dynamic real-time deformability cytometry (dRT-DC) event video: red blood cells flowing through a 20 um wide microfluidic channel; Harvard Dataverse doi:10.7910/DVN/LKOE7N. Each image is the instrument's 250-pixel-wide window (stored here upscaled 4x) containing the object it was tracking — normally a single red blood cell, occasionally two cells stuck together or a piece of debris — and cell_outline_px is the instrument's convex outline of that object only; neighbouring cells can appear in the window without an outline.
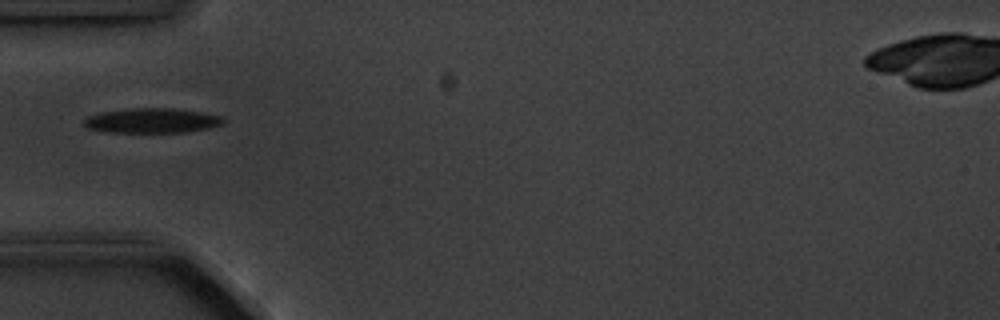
{"species": "common noctule bat (a hibernating species)", "species_latin": "Nyctalus noctula", "temperature_condition": "cold", "stored_images_in_passage": 4, "camera_frame_rate_fps": 3000, "um_per_image_px": 0.085, "animal": {"sex": "male", "body_mass_g": 20.1, "forearm_length_mm": 53.5}, "frame": {"image": 1, "passage_image": 1, "time_ms": 0.0, "image_size_px": [1000, 320], "cell_outline_px": [[224, 120], [220, 124], [208, 128], [184, 132], [104, 132], [88, 128], [84, 124], [84, 120], [88, 116], [100, 112], [128, 108], [172, 108], [200, 112], [220, 116]], "centroid_in_image_um": [12.85, 10.25], "position_along_channel_um": 72.1, "area_um2": 19.94}}